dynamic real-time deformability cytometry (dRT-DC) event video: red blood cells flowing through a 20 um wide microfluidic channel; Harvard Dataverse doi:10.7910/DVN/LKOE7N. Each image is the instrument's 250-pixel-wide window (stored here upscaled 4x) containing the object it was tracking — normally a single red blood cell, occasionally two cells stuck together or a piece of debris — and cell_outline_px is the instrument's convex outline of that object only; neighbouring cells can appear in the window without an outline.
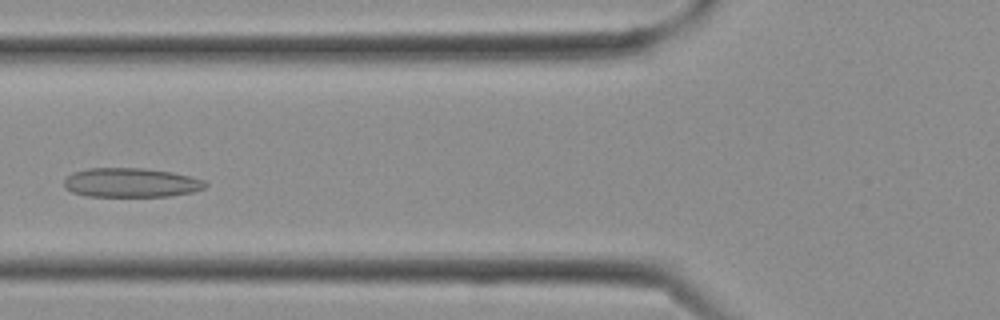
{"species": "Egyptian fruit bat (a non-hibernating species)", "species_latin": "Rousettus aegyptiacus", "temperature_condition": "cold", "stored_images_in_passage": 28, "camera_frame_rate_fps": 3000, "um_per_image_px": 0.085, "frame": {"image": 1, "passage_image": 10, "time_ms": 3.0, "image_size_px": [1000, 320], "cell_outline_px": [[208, 184], [204, 188], [192, 192], [168, 196], [88, 196], [72, 192], [64, 188], [64, 180], [72, 172], [88, 168], [144, 168], [172, 172], [204, 180]], "centroid_in_image_um": [11.11, 15.52], "position_along_channel_um": 114.7, "area_um2": 24.04}}
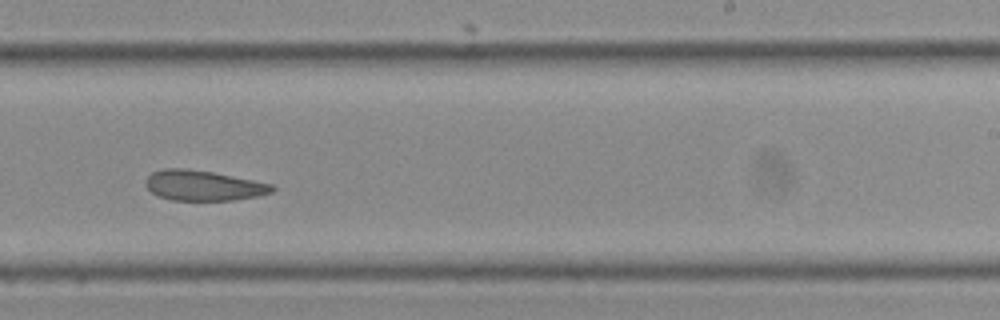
{"frame": {"image": 2, "passage_image": 17, "time_ms": 5.333, "image_size_px": [1000, 320], "cell_outline_px": [[276, 188], [272, 192], [260, 196], [232, 200], [172, 200], [160, 196], [152, 192], [144, 184], [144, 180], [152, 172], [164, 168], [184, 168], [212, 172], [272, 184]], "centroid_in_image_um": [17.27, 15.77], "position_along_channel_um": 271.7, "area_um2": 22.2}}
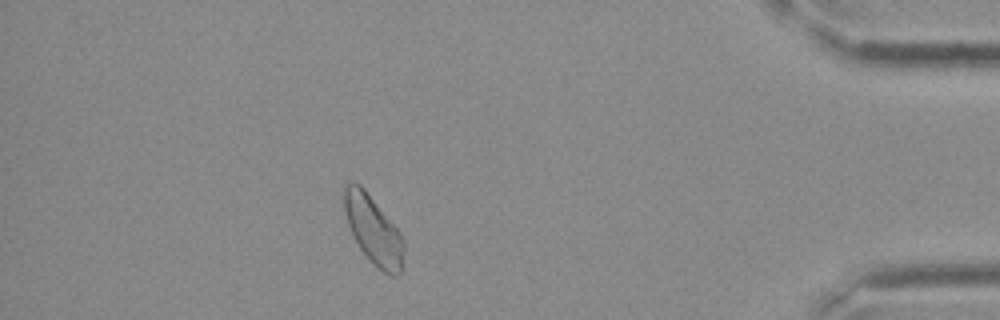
{"frame": {"image": 3, "passage_image": 25, "time_ms": 8.0, "image_size_px": [1000, 320], "cell_outline_px": [[404, 268], [396, 276], [392, 276], [384, 272], [360, 248], [348, 224], [344, 208], [340, 188], [344, 184], [352, 180], [356, 180], [364, 188], [400, 232], [404, 240]], "centroid_in_image_um": [31.72, 19.47], "position_along_channel_um": 403.5, "area_um2": 23.87}}